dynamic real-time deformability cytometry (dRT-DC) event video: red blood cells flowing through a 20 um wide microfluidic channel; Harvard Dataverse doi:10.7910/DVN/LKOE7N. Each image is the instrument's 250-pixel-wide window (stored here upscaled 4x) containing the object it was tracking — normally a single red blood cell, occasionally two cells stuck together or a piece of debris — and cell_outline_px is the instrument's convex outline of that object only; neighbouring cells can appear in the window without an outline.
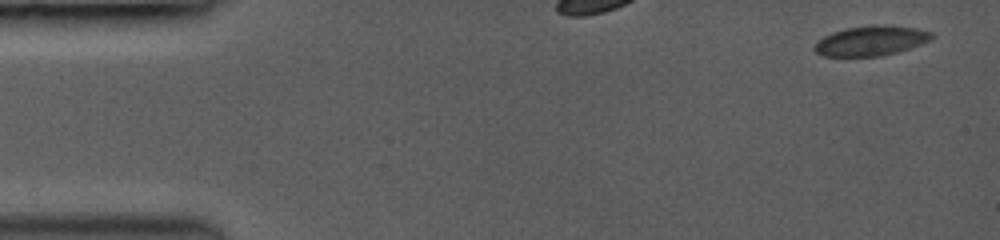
{"species": "common noctule bat (a hibernating species)", "species_latin": "Nyctalus noctula", "temperature_condition": "room temperature", "stored_images_in_passage": 9, "camera_frame_rate_fps": 3000, "um_per_image_px": 0.085, "animal": {"sex": "female", "body_mass_g": 19.0, "forearm_length_mm": 53.3}, "frame": {"image": 1, "passage_image": 1, "time_ms": 0.0, "image_size_px": [1000, 240], "cell_outline_px": [[936, 36], [932, 40], [896, 52], [880, 56], [824, 56], [816, 52], [812, 48], [816, 40], [832, 32], [844, 28], [872, 24], [880, 24], [916, 28], [932, 32]], "centroid_in_image_um": [74.01, 3.45], "position_along_channel_um": 11.0, "area_um2": 20.63}}
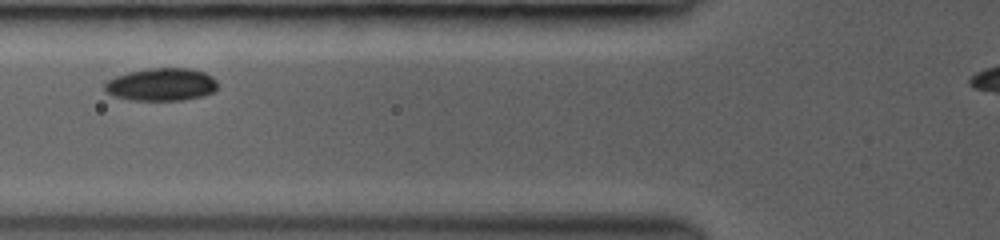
{"frame": {"image": 2, "passage_image": 6, "time_ms": 3.0, "image_size_px": [1000, 240], "cell_outline_px": [[216, 92], [204, 96], [184, 100], [128, 100], [112, 96], [104, 92], [104, 84], [108, 80], [116, 76], [128, 72], [152, 68], [188, 68], [204, 72], [212, 76], [216, 80]], "centroid_in_image_um": [13.71, 7.19], "position_along_channel_um": 112.1, "area_um2": 21.79}}
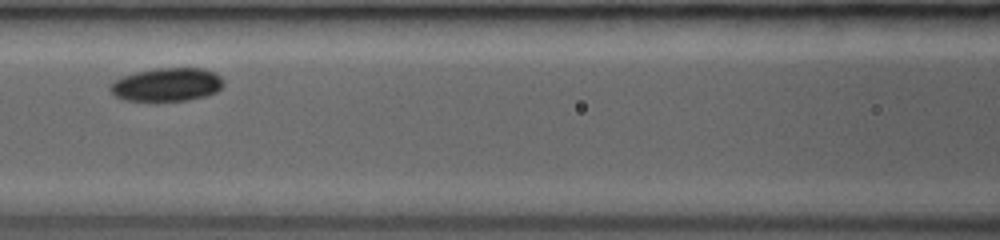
{"frame": {"image": 3, "passage_image": 8, "time_ms": 4.0, "image_size_px": [1000, 240], "cell_outline_px": [[224, 84], [216, 92], [204, 96], [188, 100], [152, 104], [124, 100], [116, 96], [108, 88], [120, 76], [136, 72], [156, 68], [204, 68], [216, 72], [224, 80]], "centroid_in_image_um": [14.17, 7.23], "position_along_channel_um": 152.4, "area_um2": 22.89}}